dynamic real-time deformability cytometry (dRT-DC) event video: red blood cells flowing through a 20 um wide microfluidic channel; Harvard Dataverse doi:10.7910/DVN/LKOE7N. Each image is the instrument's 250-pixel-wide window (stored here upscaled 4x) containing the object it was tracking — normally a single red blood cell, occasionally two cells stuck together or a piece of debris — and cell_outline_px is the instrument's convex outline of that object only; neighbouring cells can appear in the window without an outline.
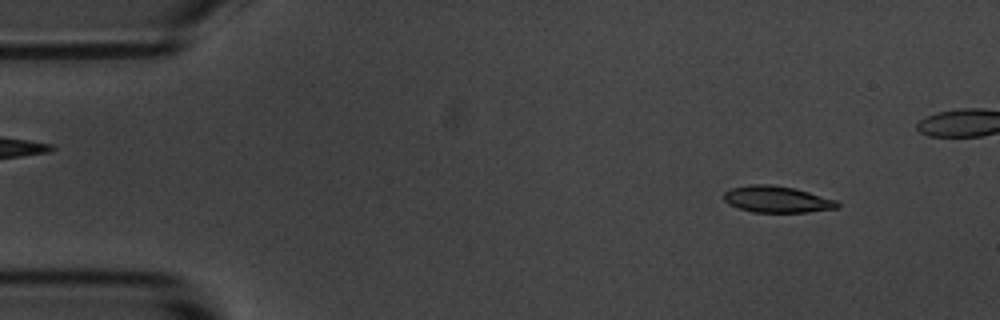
{"species": "common noctule bat (a hibernating species)", "species_latin": "Nyctalus noctula", "temperature_condition": "room temperature", "stored_images_in_passage": 48, "camera_frame_rate_fps": 3000, "um_per_image_px": 0.085, "animal": {"sex": "male", "body_mass_g": 20.1, "forearm_length_mm": 53.5}, "frame": {"image": 1, "passage_image": 5, "time_ms": 1.333, "image_size_px": [1000, 320], "cell_outline_px": [[840, 208], [808, 212], [752, 212], [728, 204], [724, 200], [724, 192], [732, 188], [752, 184], [768, 184], [796, 188], [836, 200], [840, 204]], "centroid_in_image_um": [66.07, 16.94], "position_along_channel_um": 18.9, "area_um2": 17.57}}
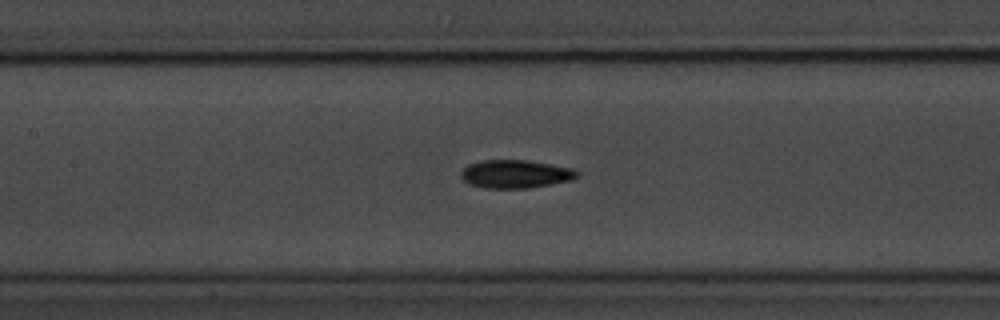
{"frame": {"image": 2, "passage_image": 24, "time_ms": 7.667, "image_size_px": [1000, 320], "cell_outline_px": [[580, 176], [572, 180], [552, 184], [528, 188], [484, 188], [468, 184], [460, 176], [460, 172], [468, 164], [484, 160], [528, 160], [572, 168], [580, 172]], "centroid_in_image_um": [43.83, 14.79], "position_along_channel_um": 163.6, "area_um2": 19.25}}
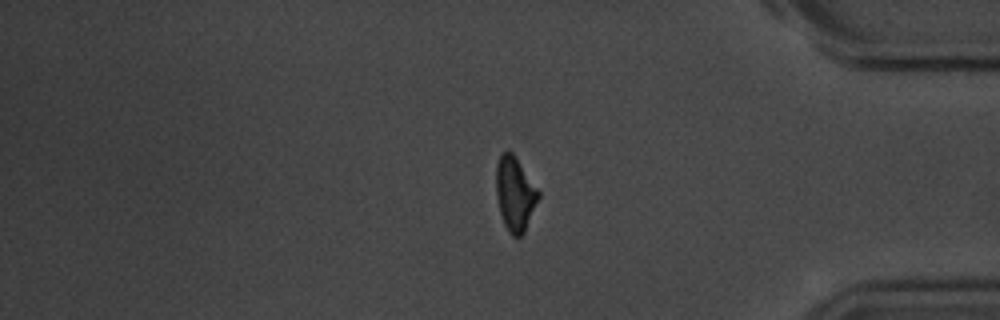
{"frame": {"image": 3, "passage_image": 45, "time_ms": 14.667, "image_size_px": [1000, 320], "cell_outline_px": [[540, 196], [524, 232], [520, 236], [512, 236], [508, 232], [504, 224], [500, 212], [496, 196], [496, 164], [500, 152], [508, 148], [512, 152], [540, 192]], "centroid_in_image_um": [43.75, 16.44], "position_along_channel_um": 391.5, "area_um2": 18.32}}